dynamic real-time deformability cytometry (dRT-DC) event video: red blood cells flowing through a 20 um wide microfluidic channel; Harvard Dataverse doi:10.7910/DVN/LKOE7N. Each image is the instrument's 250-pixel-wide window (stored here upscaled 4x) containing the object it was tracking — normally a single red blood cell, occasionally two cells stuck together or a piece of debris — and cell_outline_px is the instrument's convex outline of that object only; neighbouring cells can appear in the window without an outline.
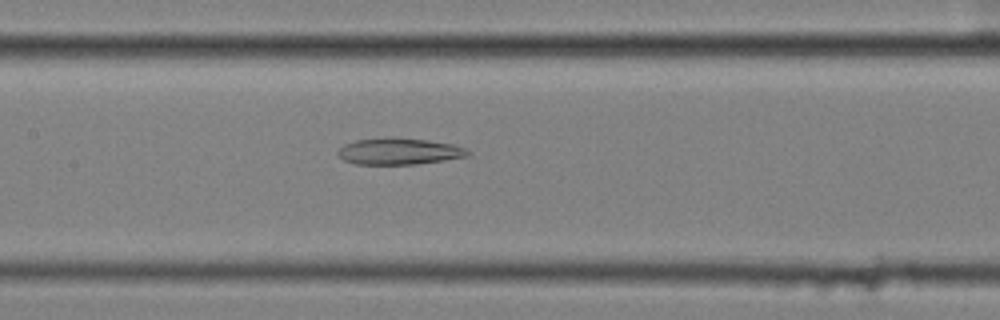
{"species": "common noctule bat (a hibernating species)", "species_latin": "Nyctalus noctula", "temperature_condition": "cold", "stored_images_in_passage": 56, "camera_frame_rate_fps": 3000, "um_per_image_px": 0.085, "animal": {"sex": "female", "body_mass_g": 25.1}, "frame": {"image": 1, "passage_image": 27, "time_ms": 8.667, "image_size_px": [1000, 320], "cell_outline_px": [[472, 152], [468, 156], [444, 160], [416, 164], [356, 164], [344, 160], [336, 152], [344, 144], [356, 140], [384, 136], [428, 140], [452, 144], [464, 148]], "centroid_in_image_um": [33.91, 12.85], "position_along_channel_um": 173.5, "area_um2": 20.17}}
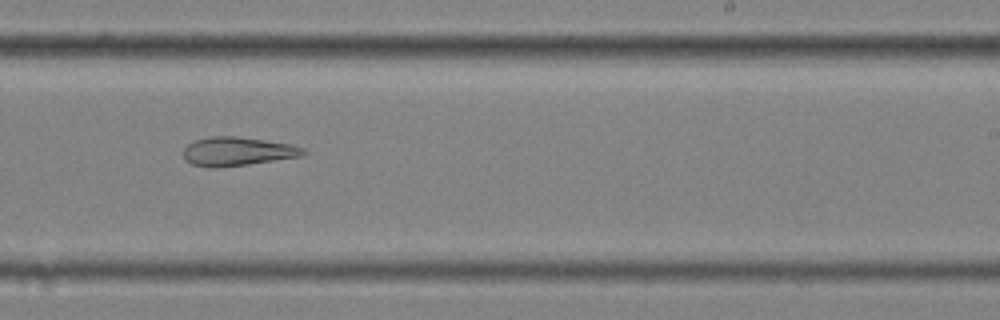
{"frame": {"image": 2, "passage_image": 35, "time_ms": 11.333, "image_size_px": [1000, 320], "cell_outline_px": [[308, 152], [300, 156], [248, 164], [216, 168], [192, 164], [184, 160], [184, 148], [192, 140], [208, 136], [236, 136], [264, 140], [288, 144], [304, 148]], "centroid_in_image_um": [20.13, 12.86], "position_along_channel_um": 268.9, "area_um2": 20.0}}
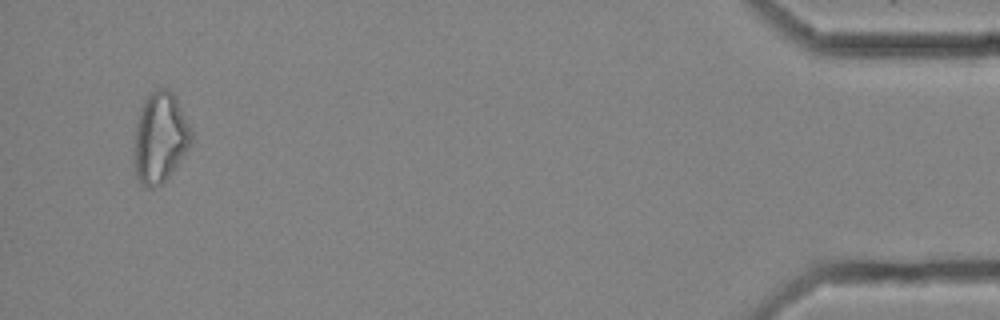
{"frame": {"image": 3, "passage_image": 54, "time_ms": 17.667, "image_size_px": [1000, 320], "cell_outline_px": [[192, 144], [184, 156], [168, 176], [160, 184], [152, 188], [148, 188], [140, 184], [136, 176], [136, 124], [140, 108], [144, 100], [156, 88], [168, 88], [176, 96], [192, 128]], "centroid_in_image_um": [13.66, 11.66], "position_along_channel_um": 421.5, "area_um2": 30.0}, "authors_computed_cell_mechanics": {"area_um2": 26.4435, "velocity_mm_per_s": 3.5889, "shape_relaxation_time_tau1_ms": null, "shape_relaxation_time_tau2_ms": 10.3009, "deformation_change_tau1": null, "deformation_change_tau2": 0.253}}